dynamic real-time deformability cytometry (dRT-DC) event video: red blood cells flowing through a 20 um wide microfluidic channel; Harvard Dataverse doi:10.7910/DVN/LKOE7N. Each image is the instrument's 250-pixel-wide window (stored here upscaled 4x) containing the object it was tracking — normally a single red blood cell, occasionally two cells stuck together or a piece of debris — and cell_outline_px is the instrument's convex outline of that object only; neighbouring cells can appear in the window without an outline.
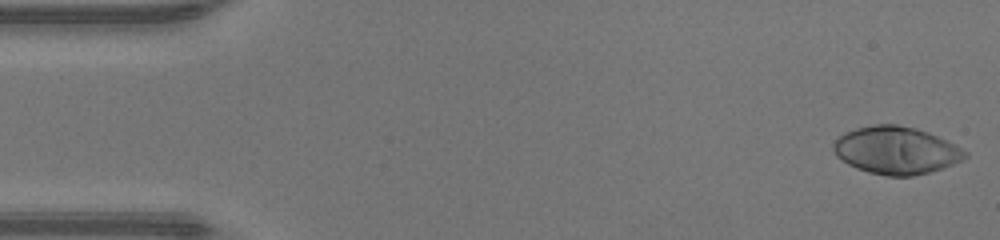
{"species": "human", "species_latin": "Homo sapiens", "temperature_condition": "warm", "stored_images_in_passage": 47, "camera_frame_rate_fps": 3000, "um_per_image_px": 0.085, "donor": {"sex": "male"}, "frame": {"image": 1, "passage_image": 1, "time_ms": 0.0, "image_size_px": [1000, 240], "cell_outline_px": [[968, 156], [952, 164], [928, 172], [912, 176], [888, 176], [868, 172], [856, 168], [848, 164], [836, 156], [832, 148], [832, 144], [844, 132], [856, 128], [876, 124], [896, 124], [916, 128], [928, 132], [968, 152]], "centroid_in_image_um": [76.12, 12.77], "position_along_channel_um": 8.9, "area_um2": 36.13}}
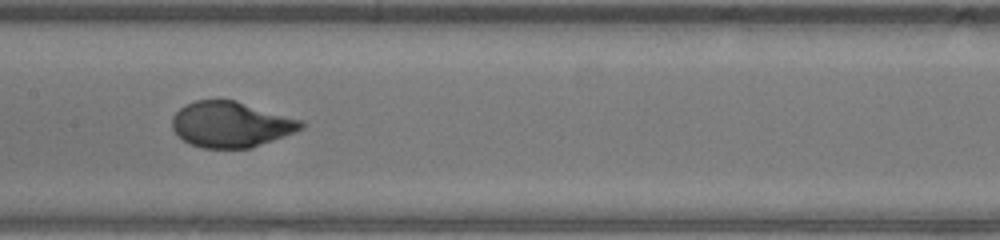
{"frame": {"image": 2, "passage_image": 23, "time_ms": 7.333, "image_size_px": [1000, 240], "cell_outline_px": [[304, 128], [272, 140], [248, 148], [204, 148], [192, 144], [184, 140], [172, 128], [172, 116], [180, 108], [196, 100], [236, 100], [304, 120]], "centroid_in_image_um": [19.65, 10.56], "position_along_channel_um": 187.8, "area_um2": 34.04}}
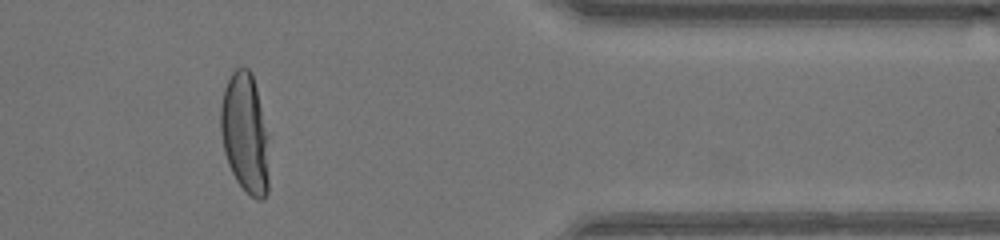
{"frame": {"image": 3, "passage_image": 39, "time_ms": 12.667, "image_size_px": [1000, 240], "cell_outline_px": [[268, 192], [264, 200], [256, 200], [236, 180], [228, 164], [224, 152], [220, 128], [220, 108], [224, 88], [232, 72], [236, 68], [248, 68], [252, 72], [256, 88], [260, 108], [264, 132], [268, 176]], "centroid_in_image_um": [20.77, 11.33], "position_along_channel_um": 390.6, "area_um2": 32.77}, "authors_computed_cell_mechanics": {"area_um2": 34.7956, "velocity_mm_per_s": 4.2972, "shape_relaxation_time_tau1_ms": 3.4279, "shape_relaxation_time_tau2_ms": null, "deformation_change_tau1": 0.2544, "deformation_change_tau2": null}}